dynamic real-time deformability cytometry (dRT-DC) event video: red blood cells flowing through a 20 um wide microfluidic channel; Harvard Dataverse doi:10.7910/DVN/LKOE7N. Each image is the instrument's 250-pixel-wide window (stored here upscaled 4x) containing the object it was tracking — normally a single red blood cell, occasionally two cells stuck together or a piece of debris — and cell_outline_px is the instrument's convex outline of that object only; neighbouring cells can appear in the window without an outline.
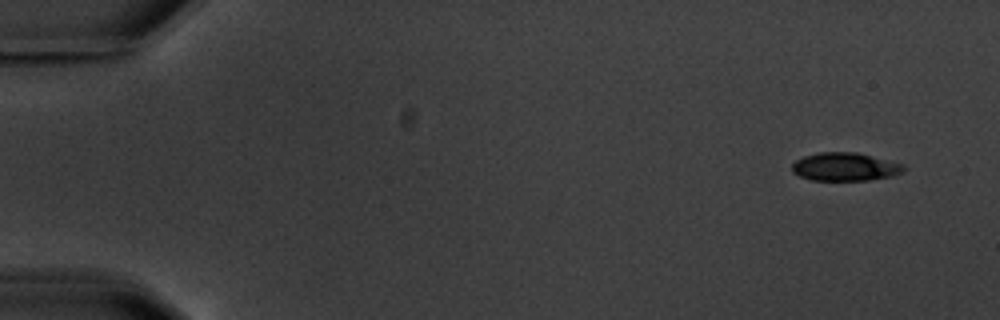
{"species": "common noctule bat (a hibernating species)", "species_latin": "Nyctalus noctula", "temperature_condition": "warm", "stored_images_in_passage": 5, "camera_frame_rate_fps": 3000, "um_per_image_px": 0.085, "animal": {"sex": "male", "body_mass_g": 20.1, "forearm_length_mm": 53.5}, "frame": {"image": 1, "passage_image": 1, "time_ms": 0.0, "image_size_px": [1000, 320], "cell_outline_px": [[904, 168], [900, 172], [892, 176], [868, 180], [812, 180], [800, 176], [792, 172], [792, 164], [796, 160], [804, 156], [820, 152], [856, 152], [904, 164]], "centroid_in_image_um": [71.8, 14.17], "position_along_channel_um": 13.2, "area_um2": 18.21}}
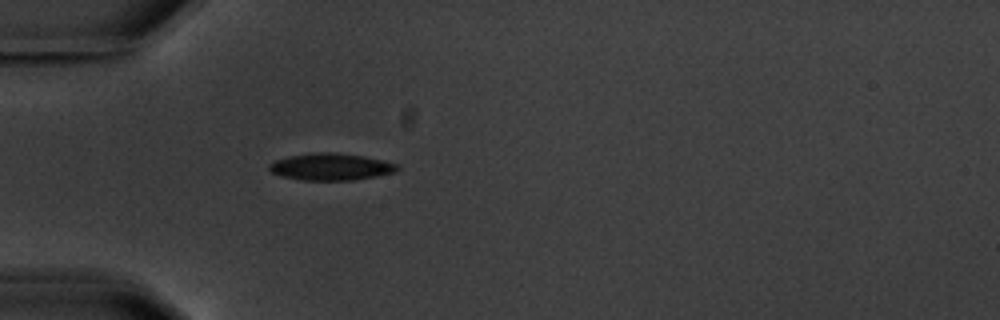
{"frame": {"image": 2, "passage_image": 5, "time_ms": 4.667, "image_size_px": [1000, 320], "cell_outline_px": [[400, 168], [396, 172], [352, 180], [304, 180], [280, 176], [272, 172], [268, 168], [268, 164], [276, 160], [288, 156], [308, 152], [336, 152], [364, 156], [384, 160], [396, 164]], "centroid_in_image_um": [28.1, 14.16], "position_along_channel_um": 56.9, "area_um2": 20.23}}